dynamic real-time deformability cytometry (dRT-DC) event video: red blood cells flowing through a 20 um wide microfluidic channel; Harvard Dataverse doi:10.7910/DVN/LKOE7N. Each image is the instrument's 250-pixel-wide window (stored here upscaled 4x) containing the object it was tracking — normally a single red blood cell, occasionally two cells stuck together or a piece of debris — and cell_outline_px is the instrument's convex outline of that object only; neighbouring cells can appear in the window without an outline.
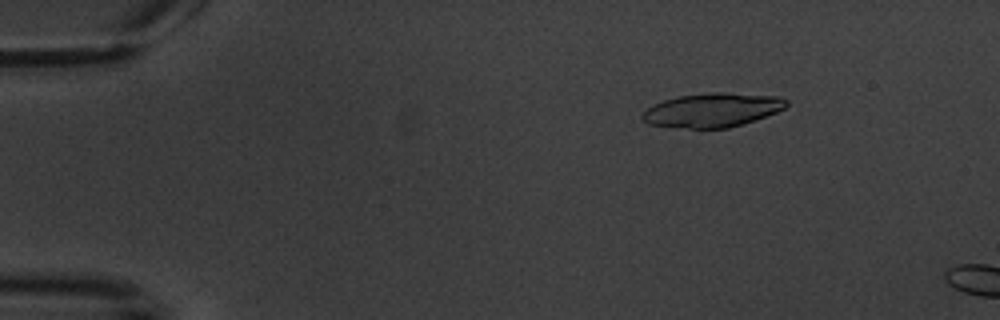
{"species": "common noctule bat (a hibernating species)", "species_latin": "Nyctalus noctula", "temperature_condition": "warm", "stored_images_in_passage": 4, "camera_frame_rate_fps": 3000, "um_per_image_px": 0.085, "animal": {"sex": "male", "body_mass_g": 20.1, "forearm_length_mm": 53.5}, "frame": {"image": 1, "passage_image": 2, "time_ms": 1.333, "image_size_px": [1000, 320], "cell_outline_px": [[788, 104], [784, 108], [776, 112], [744, 124], [728, 128], [688, 128], [648, 124], [640, 116], [652, 104], [664, 100], [680, 96], [712, 92], [724, 92], [780, 96], [788, 100]], "centroid_in_image_um": [60.58, 9.35], "position_along_channel_um": 24.4, "area_um2": 28.5}}